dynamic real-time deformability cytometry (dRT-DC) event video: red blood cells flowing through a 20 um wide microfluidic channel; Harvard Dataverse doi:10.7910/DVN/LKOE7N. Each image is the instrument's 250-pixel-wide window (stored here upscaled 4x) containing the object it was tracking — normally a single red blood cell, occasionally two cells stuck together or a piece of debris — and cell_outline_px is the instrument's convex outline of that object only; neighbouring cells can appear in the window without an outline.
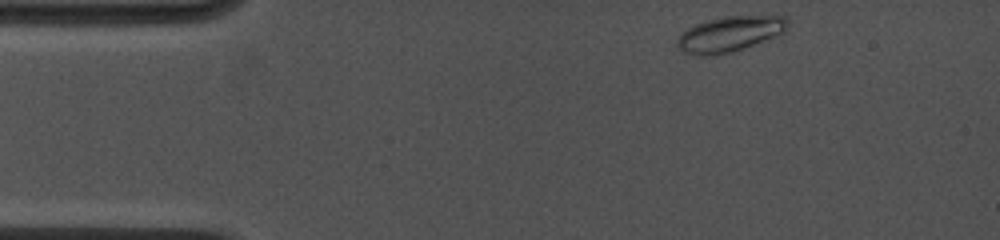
{"species": "common noctule bat (a hibernating species)", "species_latin": "Nyctalus noctula", "temperature_condition": "cold", "stored_images_in_passage": 44, "camera_frame_rate_fps": 4500, "um_per_image_px": 0.085, "animal": {"sex": "female", "body_mass_g": 19.0, "forearm_length_mm": 53.3}, "frame": {"image": 1, "passage_image": 2, "time_ms": 0.222, "image_size_px": [1000, 240], "cell_outline_px": [[788, 24], [784, 32], [744, 48], [732, 52], [716, 56], [700, 56], [684, 52], [676, 44], [676, 40], [688, 28], [696, 24], [708, 20], [724, 16], [772, 12], [784, 16], [788, 20]], "centroid_in_image_um": [62.11, 2.84], "position_along_channel_um": 22.9, "area_um2": 23.41}}
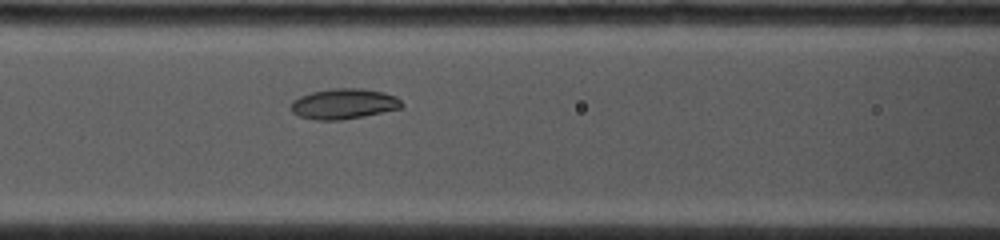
{"frame": {"image": 2, "passage_image": 21, "time_ms": 4.889, "image_size_px": [1000, 240], "cell_outline_px": [[404, 104], [400, 108], [364, 116], [340, 120], [316, 120], [300, 116], [292, 112], [292, 100], [300, 96], [312, 92], [332, 88], [360, 88], [384, 92], [396, 96]], "centroid_in_image_um": [29.23, 8.82], "position_along_channel_um": 137.4, "area_um2": 19.54}}
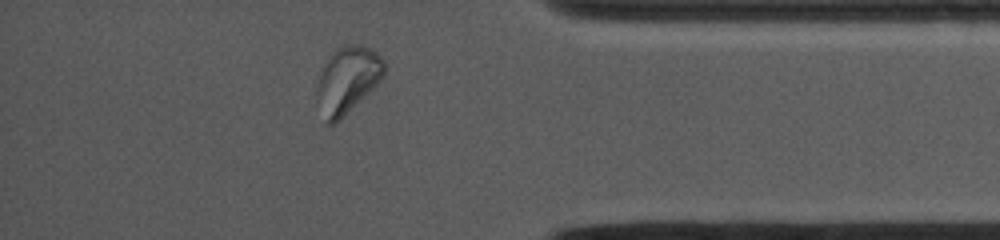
{"frame": {"image": 3, "passage_image": 39, "time_ms": 12.0, "image_size_px": [1000, 240], "cell_outline_px": [[384, 76], [336, 124], [328, 124], [316, 100], [316, 84], [320, 72], [328, 56], [340, 44], [364, 44], [372, 48], [384, 60]], "centroid_in_image_um": [29.51, 6.74], "position_along_channel_um": 405.7, "area_um2": 26.3}, "authors_computed_cell_mechanics": {"area_um2": 21.6172, "velocity_mm_per_s": 3.9111, "shape_relaxation_time_tau1_ms": 4.729, "shape_relaxation_time_tau2_ms": 4.7796, "deformation_change_tau1": 0.0947, "deformation_change_tau2": 0.0773}}